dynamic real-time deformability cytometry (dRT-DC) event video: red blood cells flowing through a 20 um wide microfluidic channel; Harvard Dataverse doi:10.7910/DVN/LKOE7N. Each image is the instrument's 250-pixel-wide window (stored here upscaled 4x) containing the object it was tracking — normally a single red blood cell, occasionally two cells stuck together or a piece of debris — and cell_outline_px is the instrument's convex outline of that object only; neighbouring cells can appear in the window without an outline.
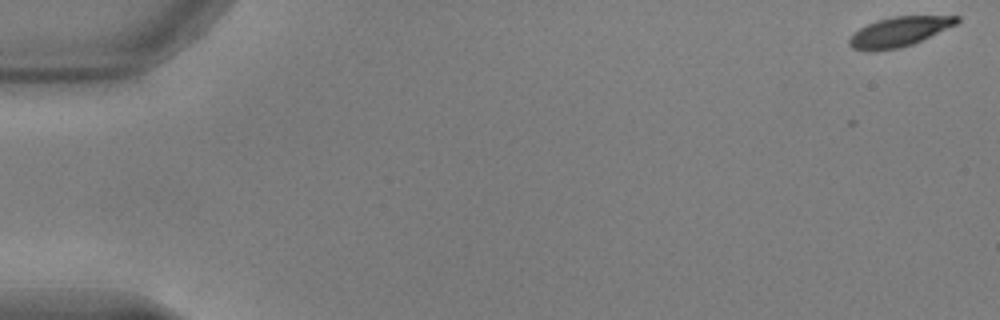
{"species": "common noctule bat (a hibernating species)", "species_latin": "Nyctalus noctula", "temperature_condition": "warm", "stored_images_in_passage": 4, "camera_frame_rate_fps": 3000, "um_per_image_px": 0.085, "animal": {"sex": "male", "body_mass_g": 17.9, "forearm_length_mm": 54.2}, "frame": {"image": 1, "passage_image": 1, "time_ms": 0.0, "image_size_px": [1000, 320], "cell_outline_px": [[960, 20], [956, 24], [912, 44], [900, 48], [872, 52], [868, 52], [852, 48], [848, 44], [848, 40], [860, 28], [876, 20], [892, 16], [960, 16]], "centroid_in_image_um": [76.39, 2.71], "position_along_channel_um": 8.6, "area_um2": 18.5}}